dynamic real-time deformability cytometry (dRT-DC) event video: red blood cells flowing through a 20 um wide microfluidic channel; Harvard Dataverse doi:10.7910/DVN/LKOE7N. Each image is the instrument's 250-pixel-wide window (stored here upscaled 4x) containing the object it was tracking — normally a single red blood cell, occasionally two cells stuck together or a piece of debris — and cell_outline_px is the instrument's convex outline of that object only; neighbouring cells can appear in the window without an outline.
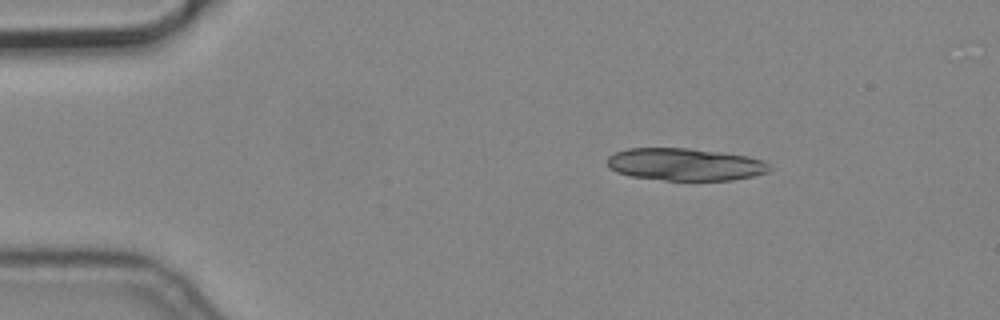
{"species": "common noctule bat (a hibernating species)", "species_latin": "Nyctalus noctula", "temperature_condition": "cold", "stored_images_in_passage": 3, "camera_frame_rate_fps": 3000, "um_per_image_px": 0.085, "animal": {"sex": "male", "body_mass_g": 19.2, "forearm_length_mm": 51.8}, "frame": {"image": 1, "passage_image": 1, "time_ms": 0.0, "image_size_px": [1000, 320], "cell_outline_px": [[772, 168], [768, 172], [752, 176], [732, 180], [664, 180], [632, 176], [616, 172], [608, 168], [604, 160], [608, 156], [616, 152], [628, 148], [688, 148], [748, 156], [764, 160]], "centroid_in_image_um": [58.19, 13.97], "position_along_channel_um": 26.8, "area_um2": 30.75}}